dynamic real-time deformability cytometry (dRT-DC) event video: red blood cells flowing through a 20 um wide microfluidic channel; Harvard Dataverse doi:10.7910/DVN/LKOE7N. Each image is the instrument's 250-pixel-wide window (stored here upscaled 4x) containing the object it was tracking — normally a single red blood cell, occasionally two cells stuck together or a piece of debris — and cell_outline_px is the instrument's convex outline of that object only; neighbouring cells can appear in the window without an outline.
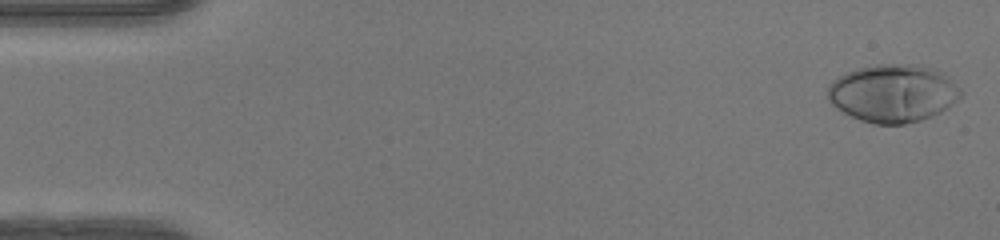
{"species": "human", "species_latin": "Homo sapiens", "temperature_condition": "warm", "stored_images_in_passage": 49, "camera_frame_rate_fps": 3000, "um_per_image_px": 0.085, "donor": {"sex": "female"}, "frame": {"image": 1, "passage_image": 1, "time_ms": 0.0, "image_size_px": [1000, 240], "cell_outline_px": [[964, 92], [948, 108], [932, 116], [920, 120], [904, 124], [872, 124], [860, 120], [836, 108], [828, 100], [828, 84], [832, 80], [856, 68], [876, 64], [920, 64], [936, 68], [944, 72]], "centroid_in_image_um": [75.93, 7.91], "position_along_channel_um": 9.1, "area_um2": 45.26}}
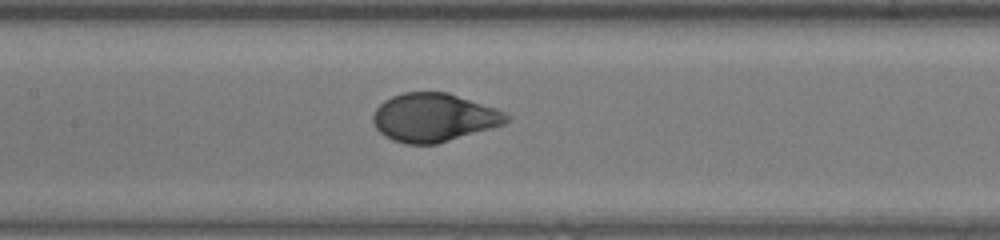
{"frame": {"image": 2, "passage_image": 23, "time_ms": 7.333, "image_size_px": [1000, 240], "cell_outline_px": [[508, 120], [504, 124], [492, 128], [436, 144], [404, 144], [392, 140], [384, 136], [376, 128], [372, 120], [372, 116], [376, 108], [384, 100], [392, 96], [404, 92], [448, 92], [496, 108], [504, 112], [508, 116]], "centroid_in_image_um": [36.85, 9.99], "position_along_channel_um": 170.6, "area_um2": 37.63}}
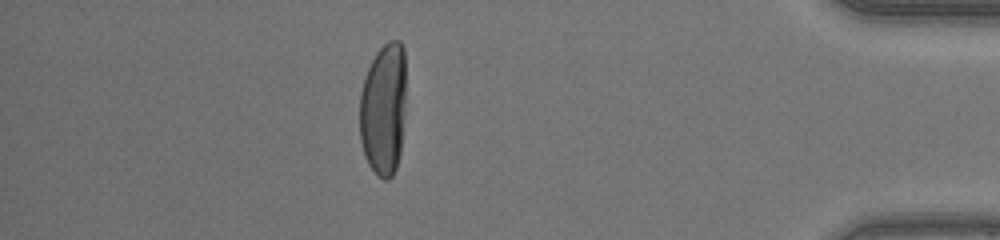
{"frame": {"image": 3, "passage_image": 43, "time_ms": 14.0, "image_size_px": [1000, 240], "cell_outline_px": [[404, 112], [400, 152], [396, 168], [392, 176], [388, 180], [384, 180], [368, 164], [364, 156], [360, 140], [360, 92], [368, 68], [376, 52], [388, 40], [400, 40], [404, 48]], "centroid_in_image_um": [32.59, 9.27], "position_along_channel_um": 402.6, "area_um2": 35.72}, "authors_computed_cell_mechanics": {"area_um2": 38.148, "velocity_mm_per_s": 4.1717, "shape_relaxation_time_tau1_ms": 3.237, "shape_relaxation_time_tau2_ms": null, "deformation_change_tau1": 0.2332, "deformation_change_tau2": null}}